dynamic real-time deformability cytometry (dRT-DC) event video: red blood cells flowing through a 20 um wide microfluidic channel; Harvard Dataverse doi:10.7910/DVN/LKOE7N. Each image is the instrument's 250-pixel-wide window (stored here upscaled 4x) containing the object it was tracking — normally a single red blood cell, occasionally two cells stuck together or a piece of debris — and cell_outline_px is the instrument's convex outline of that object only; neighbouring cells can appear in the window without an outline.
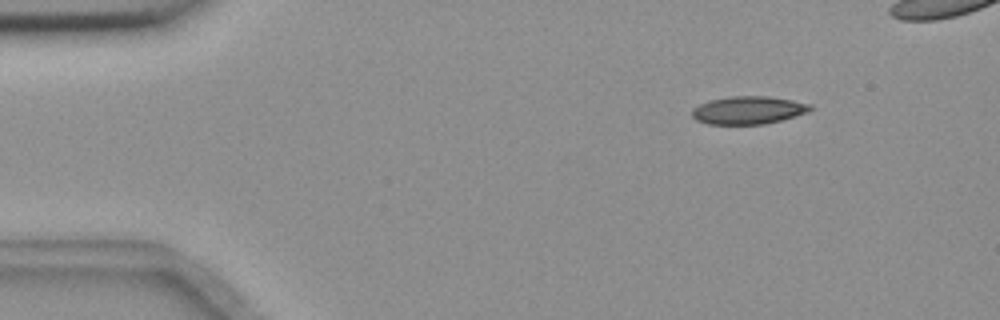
{"species": "common noctule bat (a hibernating species)", "species_latin": "Nyctalus noctula", "temperature_condition": "room temperature", "stored_images_in_passage": 15, "camera_frame_rate_fps": 3000, "um_per_image_px": 0.085, "animal": {"sex": "female", "body_mass_g": 18.4}, "frame": {"image": 1, "passage_image": 7, "time_ms": 2.0, "image_size_px": [1000, 320], "cell_outline_px": [[812, 108], [808, 112], [780, 120], [764, 124], [708, 124], [696, 120], [692, 116], [692, 108], [700, 104], [712, 100], [732, 96], [768, 96], [792, 100], [812, 104]], "centroid_in_image_um": [63.61, 9.36], "position_along_channel_um": 21.4, "area_um2": 19.07}}